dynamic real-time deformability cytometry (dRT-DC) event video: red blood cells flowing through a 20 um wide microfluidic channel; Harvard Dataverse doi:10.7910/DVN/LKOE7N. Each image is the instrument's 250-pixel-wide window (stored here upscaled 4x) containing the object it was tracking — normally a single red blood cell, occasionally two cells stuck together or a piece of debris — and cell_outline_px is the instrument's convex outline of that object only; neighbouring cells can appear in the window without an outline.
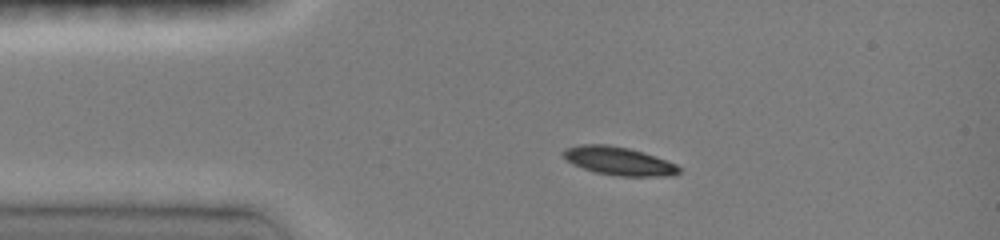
{"species": "common noctule bat (a hibernating species)", "species_latin": "Nyctalus noctula", "temperature_condition": "room temperature", "stored_images_in_passage": 10, "camera_frame_rate_fps": 3000, "um_per_image_px": 0.085, "animal": {"sex": "female", "body_mass_g": 19.0, "forearm_length_mm": 51.5}, "frame": {"image": 1, "passage_image": 6, "time_ms": 2.667, "image_size_px": [1000, 240], "cell_outline_px": [[680, 172], [672, 176], [620, 176], [596, 172], [572, 164], [560, 152], [564, 148], [580, 144], [608, 144], [628, 148], [676, 164], [680, 168]], "centroid_in_image_um": [52.55, 13.68], "position_along_channel_um": 32.5, "area_um2": 18.84}}
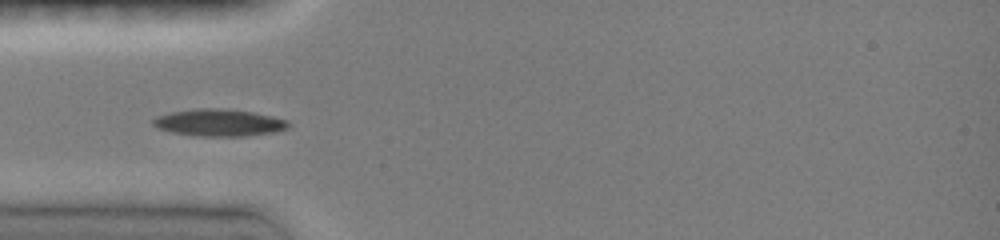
{"frame": {"image": 2, "passage_image": 9, "time_ms": 4.333, "image_size_px": [1000, 240], "cell_outline_px": [[292, 124], [288, 128], [276, 132], [244, 136], [196, 136], [172, 132], [160, 128], [152, 124], [152, 120], [156, 116], [172, 112], [196, 108], [228, 108], [252, 112], [272, 116], [288, 120]], "centroid_in_image_um": [18.66, 10.42], "position_along_channel_um": 66.3, "area_um2": 21.5}}